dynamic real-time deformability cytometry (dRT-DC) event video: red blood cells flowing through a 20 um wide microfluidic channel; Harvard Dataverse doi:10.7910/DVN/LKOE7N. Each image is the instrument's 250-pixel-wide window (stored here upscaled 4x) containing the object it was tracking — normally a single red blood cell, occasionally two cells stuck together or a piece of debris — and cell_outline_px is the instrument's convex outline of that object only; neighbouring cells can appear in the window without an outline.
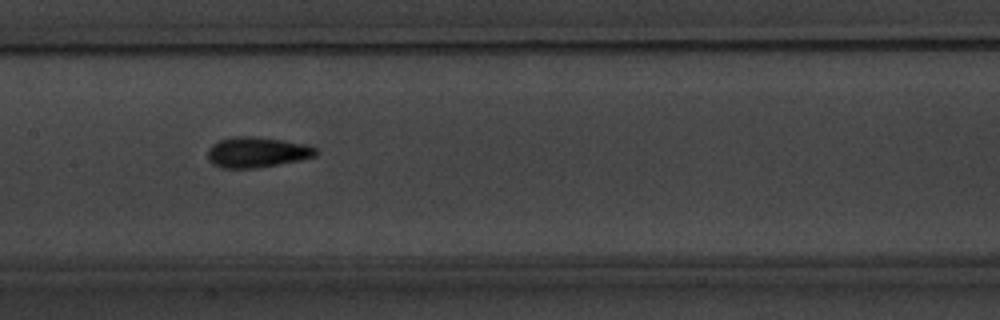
{"species": "common noctule bat (a hibernating species)", "species_latin": "Nyctalus noctula", "temperature_condition": "warm", "stored_images_in_passage": 9, "camera_frame_rate_fps": 3000, "um_per_image_px": 0.085, "animal": {"sex": "male", "body_mass_g": 20.1, "forearm_length_mm": 53.5}, "frame": {"image": 1, "passage_image": 4, "time_ms": 3.333, "image_size_px": [1000, 320], "cell_outline_px": [[320, 152], [316, 156], [300, 160], [256, 168], [220, 168], [212, 164], [208, 160], [208, 148], [212, 144], [220, 140], [236, 136], [252, 136], [308, 144], [316, 148]], "centroid_in_image_um": [21.85, 12.94], "position_along_channel_um": 185.6, "area_um2": 19.31}}
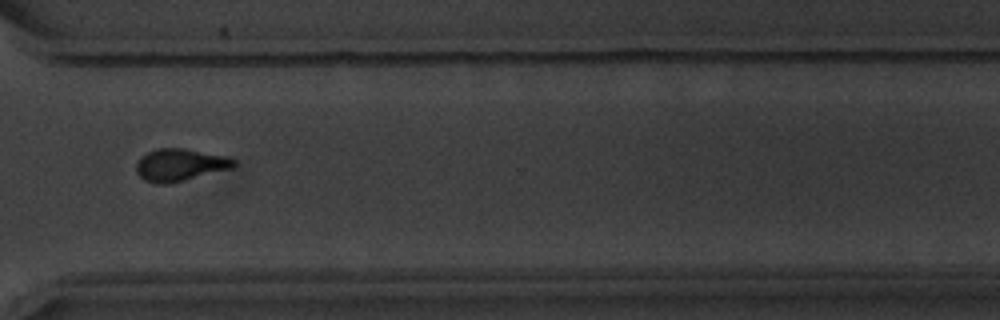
{"frame": {"image": 2, "passage_image": 8, "time_ms": 8.333, "image_size_px": [1000, 320], "cell_outline_px": [[236, 164], [232, 168], [168, 184], [156, 184], [144, 180], [136, 172], [136, 164], [140, 156], [148, 152], [160, 148], [184, 148], [224, 156], [236, 160]], "centroid_in_image_um": [15.26, 14.02], "position_along_channel_um": 355.3, "area_um2": 18.26}}